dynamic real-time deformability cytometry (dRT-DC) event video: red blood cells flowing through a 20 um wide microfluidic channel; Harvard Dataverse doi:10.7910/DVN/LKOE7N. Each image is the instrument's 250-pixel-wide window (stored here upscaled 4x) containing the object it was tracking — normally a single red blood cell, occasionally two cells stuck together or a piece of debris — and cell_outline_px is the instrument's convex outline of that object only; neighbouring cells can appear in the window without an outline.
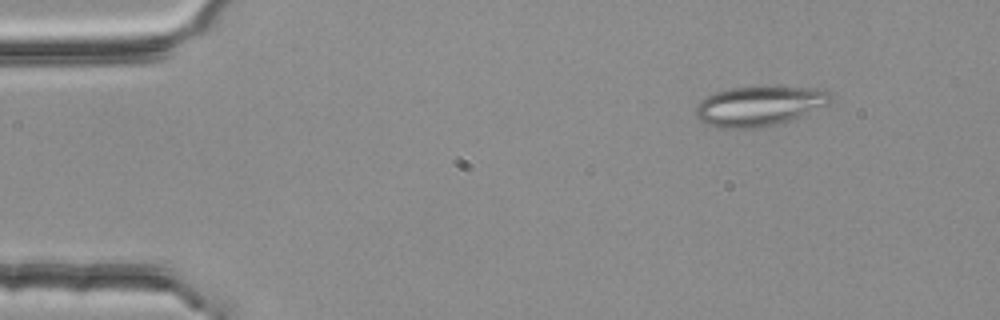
{"species": "common noctule bat (a hibernating species)", "species_latin": "Nyctalus noctula", "temperature_condition": "room temperature", "stored_images_in_passage": 3, "camera_frame_rate_fps": 3000, "um_per_image_px": 0.085, "animal": {"sex": "female", "body_mass_g": 25.1}, "frame": {"image": 1, "passage_image": 1, "time_ms": 0.0, "image_size_px": [1000, 320], "cell_outline_px": [[832, 100], [828, 104], [800, 116], [776, 124], [756, 128], [716, 128], [704, 124], [696, 116], [696, 104], [700, 100], [712, 92], [732, 88], [764, 84], [824, 88], [832, 96]], "centroid_in_image_um": [64.53, 8.96], "position_along_channel_um": 20.5, "area_um2": 32.31}}